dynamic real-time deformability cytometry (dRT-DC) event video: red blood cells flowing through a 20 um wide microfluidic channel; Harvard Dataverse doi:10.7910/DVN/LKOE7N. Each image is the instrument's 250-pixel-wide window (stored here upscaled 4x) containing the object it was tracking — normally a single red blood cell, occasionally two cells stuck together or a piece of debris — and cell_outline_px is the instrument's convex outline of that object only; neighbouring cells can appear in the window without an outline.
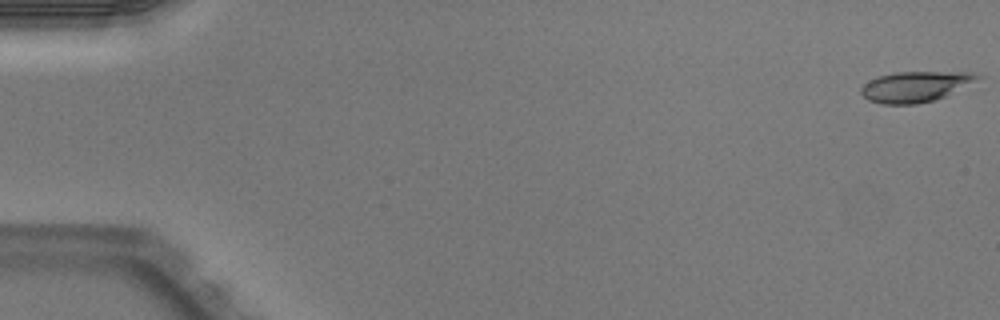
{"species": "Egyptian fruit bat (a non-hibernating species)", "species_latin": "Rousettus aegyptiacus", "temperature_condition": "warm", "stored_images_in_passage": 51, "camera_frame_rate_fps": 3000, "um_per_image_px": 0.085, "animal": {"sex": "male"}, "frame": {"image": 1, "passage_image": 1, "time_ms": 0.0, "image_size_px": [1000, 320], "cell_outline_px": [[984, 76], [944, 96], [932, 100], [916, 104], [880, 104], [868, 100], [860, 92], [860, 88], [864, 84], [880, 76], [896, 72], [972, 72]], "centroid_in_image_um": [77.78, 7.36], "position_along_channel_um": 7.2, "area_um2": 20.35}}
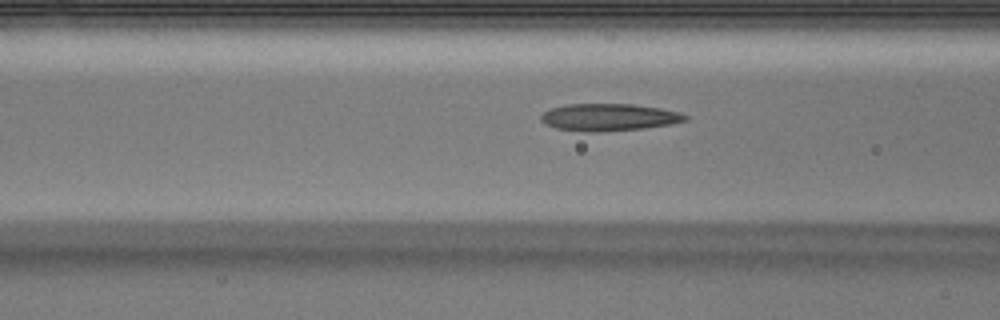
{"frame": {"image": 2, "passage_image": 21, "time_ms": 6.667, "image_size_px": [1000, 320], "cell_outline_px": [[688, 120], [672, 124], [644, 128], [600, 132], [588, 132], [556, 128], [544, 124], [540, 120], [540, 116], [544, 112], [552, 108], [568, 104], [632, 104], [660, 108], [676, 112], [688, 116]], "centroid_in_image_um": [51.74, 9.97], "position_along_channel_um": 114.9, "area_um2": 22.83}}
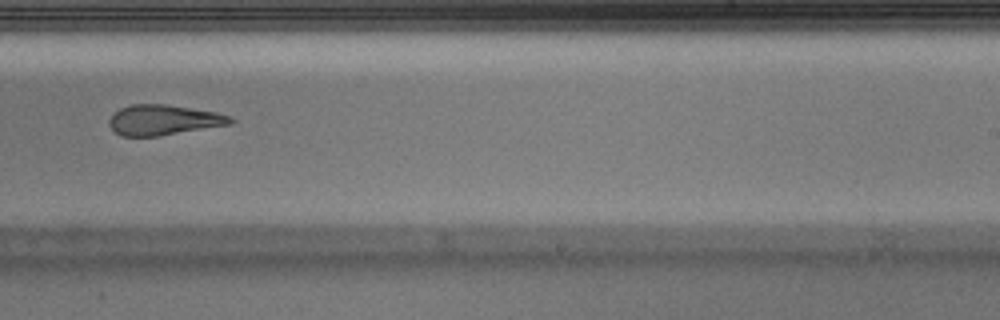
{"frame": {"image": 3, "passage_image": 33, "time_ms": 10.667, "image_size_px": [1000, 320], "cell_outline_px": [[236, 120], [232, 124], [160, 136], [120, 136], [108, 124], [108, 120], [120, 108], [132, 104], [164, 104], [216, 112], [228, 116]], "centroid_in_image_um": [13.91, 10.2], "position_along_channel_um": 275.1, "area_um2": 21.33}, "authors_computed_cell_mechanics": {"area_um2": 22.253, "velocity_mm_per_s": 4.0048, "shape_relaxation_time_tau1_ms": null, "shape_relaxation_time_tau2_ms": 2.579, "deformation_change_tau1": null, "deformation_change_tau2": 0.1251}}